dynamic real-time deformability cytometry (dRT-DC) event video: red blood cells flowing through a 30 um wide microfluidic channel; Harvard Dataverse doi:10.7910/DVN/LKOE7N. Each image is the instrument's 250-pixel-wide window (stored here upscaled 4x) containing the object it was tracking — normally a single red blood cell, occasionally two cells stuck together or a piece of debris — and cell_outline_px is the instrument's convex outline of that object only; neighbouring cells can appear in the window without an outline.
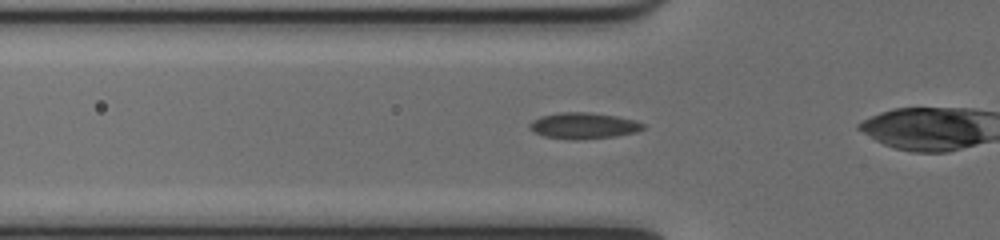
{"species": "common noctule bat (a hibernating species)", "species_latin": "Nyctalus noctula", "temperature_condition": "cold", "stored_images_in_passage": 29, "camera_frame_rate_fps": 3000, "um_per_image_px": 0.085, "animal": {"sex": "female", "body_mass_g": 17.0, "forearm_length_mm": 48.0}, "frame": {"image": 1, "passage_image": 6, "time_ms": 1.667, "image_size_px": [1000, 240], "cell_outline_px": [[644, 128], [636, 132], [616, 136], [576, 140], [572, 140], [544, 136], [528, 128], [528, 124], [532, 120], [540, 116], [560, 112], [588, 112], [616, 116], [636, 120], [644, 124]], "centroid_in_image_um": [49.58, 10.68], "position_along_channel_um": 76.2, "area_um2": 17.34}}
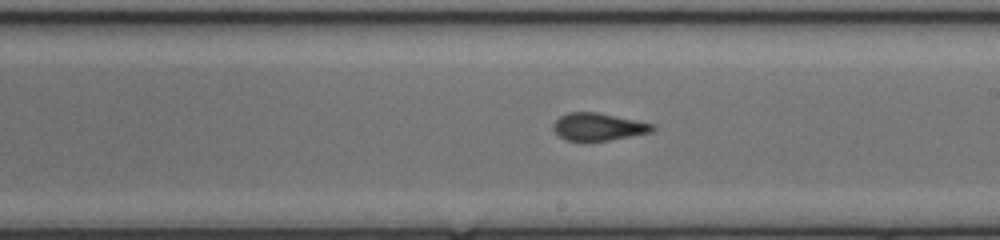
{"frame": {"image": 2, "passage_image": 18, "time_ms": 5.667, "image_size_px": [1000, 240], "cell_outline_px": [[656, 128], [652, 132], [608, 140], [564, 140], [552, 128], [552, 124], [560, 116], [568, 112], [596, 112], [652, 124]], "centroid_in_image_um": [50.81, 10.77], "position_along_channel_um": 238.2, "area_um2": 15.55}}
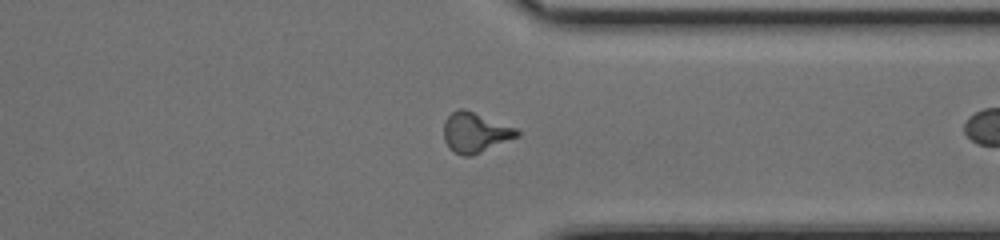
{"frame": {"image": 3, "passage_image": 28, "time_ms": 9.0, "image_size_px": [1000, 240], "cell_outline_px": [[520, 136], [472, 156], [464, 156], [448, 148], [444, 140], [444, 120], [456, 108], [464, 108], [516, 128], [520, 132]], "centroid_in_image_um": [40.38, 11.26], "position_along_channel_um": 371.0, "area_um2": 17.17}}